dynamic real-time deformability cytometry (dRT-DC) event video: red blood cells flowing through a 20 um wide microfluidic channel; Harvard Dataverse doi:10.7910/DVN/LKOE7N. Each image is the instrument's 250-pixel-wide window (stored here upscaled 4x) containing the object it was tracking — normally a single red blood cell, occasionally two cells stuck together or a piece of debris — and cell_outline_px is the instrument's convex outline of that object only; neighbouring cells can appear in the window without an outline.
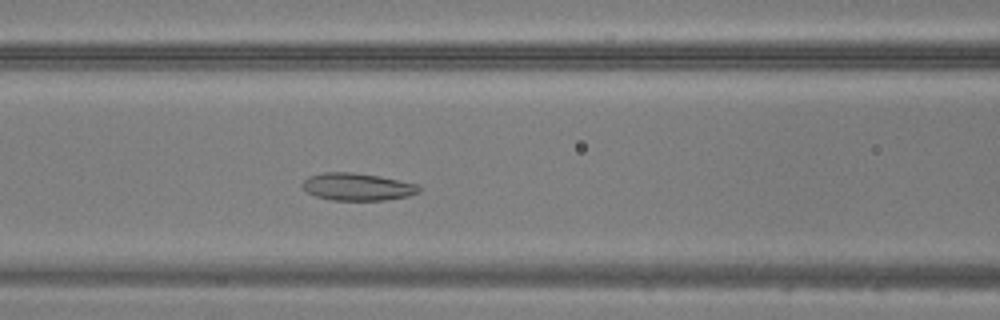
{"species": "common noctule bat (a hibernating species)", "species_latin": "Nyctalus noctula", "temperature_condition": "warm", "stored_images_in_passage": 34, "segment_of_instrument_passage": [1, 2], "camera_frame_rate_fps": 3000, "um_per_image_px": 0.085, "animal": {"sex": "male", "body_mass_g": 20.5, "forearm_length_mm": 52.5}, "frame": {"image": 1, "passage_image": 6, "time_ms": 1.667, "image_size_px": [1000, 320], "cell_outline_px": [[420, 192], [408, 196], [384, 200], [332, 200], [316, 196], [308, 192], [304, 188], [304, 180], [308, 176], [324, 172], [352, 172], [380, 176], [416, 184], [420, 188]], "centroid_in_image_um": [30.38, 15.87], "position_along_channel_um": 136.2, "area_um2": 18.44}}
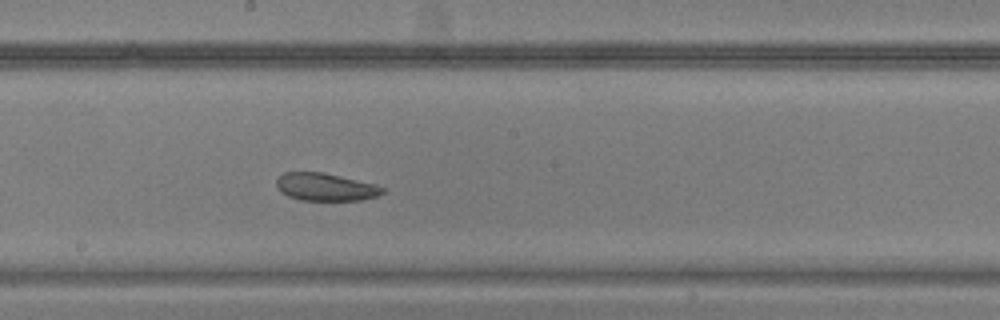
{"frame": {"image": 2, "passage_image": 12, "time_ms": 3.667, "image_size_px": [1000, 320], "cell_outline_px": [[384, 192], [376, 196], [360, 200], [300, 200], [288, 196], [280, 192], [276, 184], [276, 180], [284, 172], [324, 172], [376, 184], [384, 188]], "centroid_in_image_um": [27.66, 15.89], "position_along_channel_um": 220.5, "area_um2": 17.11}}
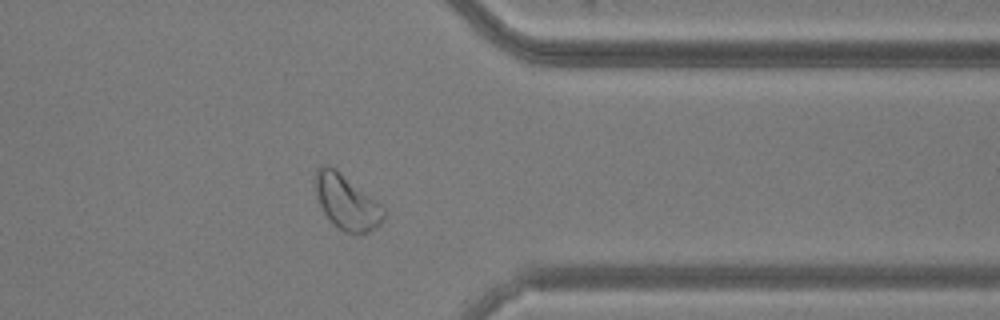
{"frame": {"image": 3, "passage_image": 24, "time_ms": 7.667, "image_size_px": [1000, 320], "cell_outline_px": [[388, 212], [384, 220], [376, 228], [360, 236], [356, 236], [344, 232], [332, 224], [324, 212], [320, 204], [316, 192], [316, 168], [320, 164], [328, 164], [336, 168], [376, 200]], "centroid_in_image_um": [29.5, 17.21], "position_along_channel_um": 381.9, "area_um2": 22.31}}